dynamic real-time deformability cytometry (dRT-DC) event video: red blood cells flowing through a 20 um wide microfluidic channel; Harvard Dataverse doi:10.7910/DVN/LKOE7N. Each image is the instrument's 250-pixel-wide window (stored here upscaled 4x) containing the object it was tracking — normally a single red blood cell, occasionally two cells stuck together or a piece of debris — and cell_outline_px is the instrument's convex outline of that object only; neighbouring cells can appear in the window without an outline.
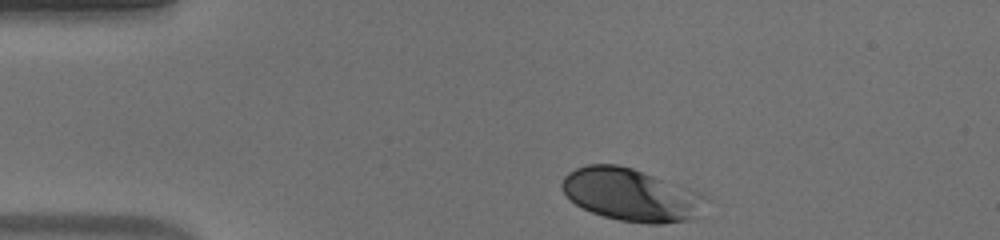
{"species": "human", "species_latin": "Homo sapiens", "temperature_condition": "warm", "stored_images_in_passage": 37, "camera_frame_rate_fps": 3000, "um_per_image_px": 0.085, "donor": {"sex": "male"}, "frame": {"image": 1, "passage_image": 1, "time_ms": 0.0, "image_size_px": [1000, 240], "cell_outline_px": [[712, 200], [688, 220], [664, 224], [648, 224], [620, 220], [604, 216], [592, 212], [576, 204], [564, 192], [560, 184], [564, 176], [568, 172], [584, 164], [616, 164], [632, 168], [696, 192]], "centroid_in_image_um": [53.6, 16.56], "position_along_channel_um": 31.4, "area_um2": 43.47}}
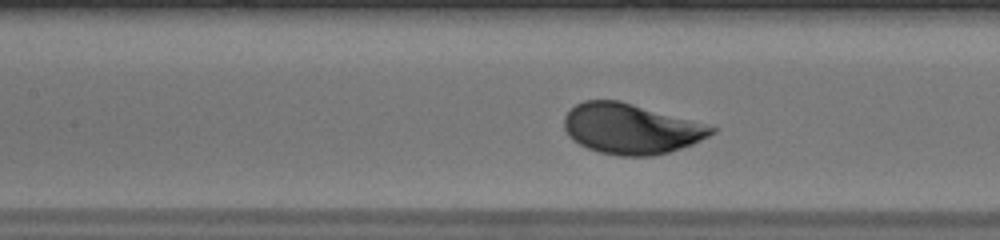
{"frame": {"image": 2, "passage_image": 15, "time_ms": 4.667, "image_size_px": [1000, 240], "cell_outline_px": [[716, 132], [692, 144], [668, 152], [652, 156], [620, 156], [600, 152], [588, 148], [572, 140], [568, 136], [564, 128], [564, 116], [576, 104], [584, 100], [620, 100], [692, 120], [716, 128]], "centroid_in_image_um": [53.6, 10.94], "position_along_channel_um": 153.8, "area_um2": 43.0}}
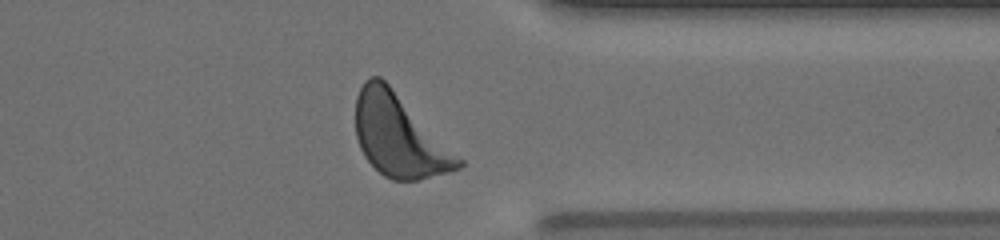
{"frame": {"image": 3, "passage_image": 33, "time_ms": 10.667, "image_size_px": [1000, 240], "cell_outline_px": [[464, 164], [460, 168], [448, 172], [416, 180], [392, 180], [384, 176], [364, 156], [360, 148], [356, 136], [356, 96], [364, 80], [368, 76], [380, 76], [464, 160]], "centroid_in_image_um": [33.92, 11.54], "position_along_channel_um": 377.5, "area_um2": 48.67}, "authors_computed_cell_mechanics": {"area_um2": 43.4656, "velocity_mm_per_s": 3.8275, "shape_relaxation_time_tau1_ms": 1.9315, "shape_relaxation_time_tau2_ms": null, "deformation_change_tau1": 0.1345, "deformation_change_tau2": null}}